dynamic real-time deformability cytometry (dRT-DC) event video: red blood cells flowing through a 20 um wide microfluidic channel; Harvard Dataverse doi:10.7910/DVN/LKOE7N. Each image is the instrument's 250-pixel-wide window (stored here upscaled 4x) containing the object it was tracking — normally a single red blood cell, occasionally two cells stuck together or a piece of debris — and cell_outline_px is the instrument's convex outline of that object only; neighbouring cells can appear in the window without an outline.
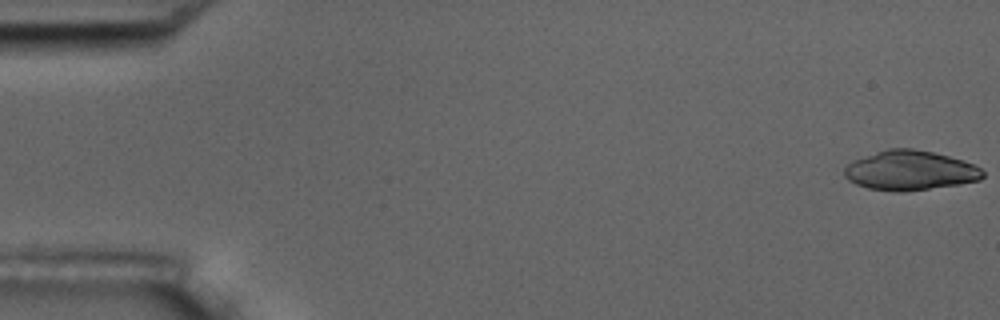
{"species": "common noctule bat (a hibernating species)", "species_latin": "Nyctalus noctula", "temperature_condition": "room temperature", "stored_images_in_passage": 7, "camera_frame_rate_fps": 3000, "um_per_image_px": 0.085, "animal": {"sex": "male", "body_mass_g": 17.5, "forearm_length_mm": 52.3}, "frame": {"image": 1, "passage_image": 1, "time_ms": 0.0, "image_size_px": [1000, 320], "cell_outline_px": [[984, 176], [980, 180], [960, 184], [900, 192], [896, 192], [868, 188], [856, 184], [848, 180], [844, 176], [844, 168], [852, 160], [888, 148], [912, 148], [932, 152], [964, 160], [980, 168], [984, 172]], "centroid_in_image_um": [77.34, 14.49], "position_along_channel_um": 7.7, "area_um2": 31.91}}